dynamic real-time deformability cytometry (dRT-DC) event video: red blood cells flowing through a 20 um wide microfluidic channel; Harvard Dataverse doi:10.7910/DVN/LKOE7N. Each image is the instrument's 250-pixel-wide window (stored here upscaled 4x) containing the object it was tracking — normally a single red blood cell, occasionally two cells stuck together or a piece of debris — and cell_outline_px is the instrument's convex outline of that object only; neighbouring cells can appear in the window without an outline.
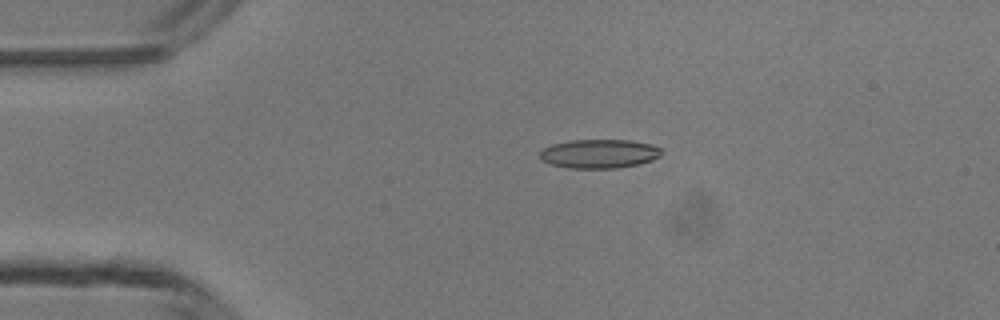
{"species": "common noctule bat (a hibernating species)", "species_latin": "Nyctalus noctula", "temperature_condition": "room temperature", "stored_images_in_passage": 3, "camera_frame_rate_fps": 3000, "um_per_image_px": 0.085, "animal": {"sex": "male", "body_mass_g": 13.3}, "frame": {"image": 1, "passage_image": 2, "time_ms": 2.0, "image_size_px": [1000, 320], "cell_outline_px": [[664, 152], [660, 156], [652, 160], [640, 164], [616, 168], [568, 168], [552, 164], [540, 160], [540, 152], [544, 148], [552, 144], [568, 140], [628, 140], [652, 144], [660, 148]], "centroid_in_image_um": [50.95, 13.06], "position_along_channel_um": 34.1, "area_um2": 20.63}}